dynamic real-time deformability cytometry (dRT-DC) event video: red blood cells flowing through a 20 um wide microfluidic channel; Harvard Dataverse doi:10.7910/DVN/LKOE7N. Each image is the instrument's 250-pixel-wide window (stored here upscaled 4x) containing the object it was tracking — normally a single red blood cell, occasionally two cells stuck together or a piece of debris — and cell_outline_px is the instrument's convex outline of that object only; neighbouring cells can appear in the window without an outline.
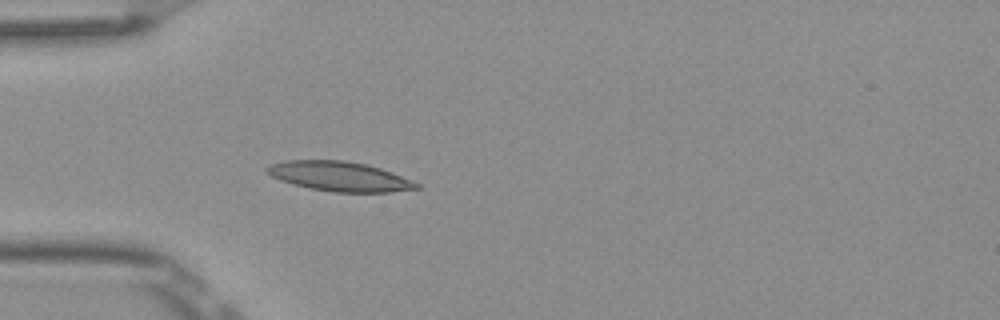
{"species": "Egyptian fruit bat (a non-hibernating species)", "species_latin": "Rousettus aegyptiacus", "temperature_condition": "room temperature", "stored_images_in_passage": 3, "camera_frame_rate_fps": 3000, "um_per_image_px": 0.085, "frame": {"image": 1, "passage_image": 3, "time_ms": 0.667, "image_size_px": [1000, 320], "cell_outline_px": [[420, 188], [388, 192], [336, 192], [308, 188], [292, 184], [280, 180], [264, 172], [264, 168], [268, 164], [284, 160], [344, 160], [364, 164], [380, 168], [392, 172], [412, 180], [420, 184]], "centroid_in_image_um": [28.8, 14.98], "position_along_channel_um": 56.2, "area_um2": 25.95}}